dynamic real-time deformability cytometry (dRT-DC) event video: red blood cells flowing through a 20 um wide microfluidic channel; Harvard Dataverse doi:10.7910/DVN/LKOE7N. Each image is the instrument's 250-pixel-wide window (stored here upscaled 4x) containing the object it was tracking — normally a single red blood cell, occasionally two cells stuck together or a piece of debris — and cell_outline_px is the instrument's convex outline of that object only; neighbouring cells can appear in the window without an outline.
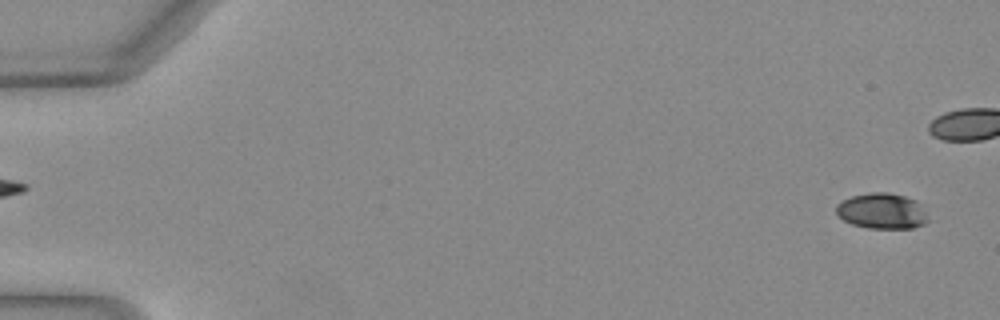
{"species": "Egyptian fruit bat (a non-hibernating species)", "species_latin": "Rousettus aegyptiacus", "temperature_condition": "warm", "stored_images_in_passage": 42, "camera_frame_rate_fps": 3000, "um_per_image_px": 0.085, "animal": {"sex": "female"}, "frame": {"image": 1, "passage_image": 2, "time_ms": 0.333, "image_size_px": [1000, 320], "cell_outline_px": [[928, 220], [924, 224], [912, 228], [868, 228], [852, 224], [844, 220], [836, 212], [836, 204], [852, 196], [872, 192], [888, 192], [904, 196], [916, 200], [924, 212]], "centroid_in_image_um": [74.95, 17.94], "position_along_channel_um": 10.1, "area_um2": 18.84}}
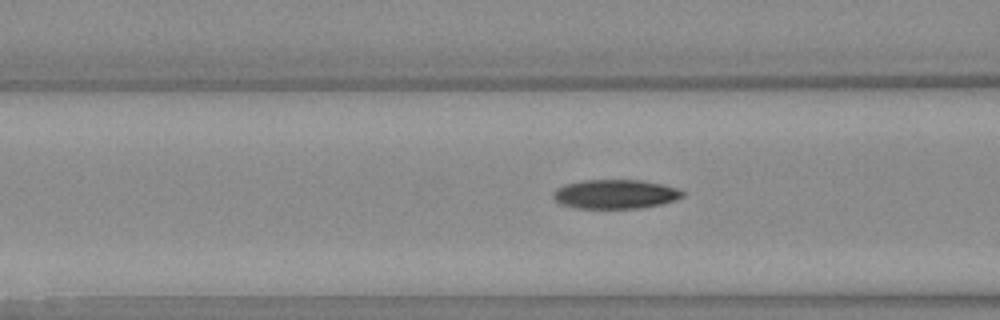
{"frame": {"image": 2, "passage_image": 21, "time_ms": 6.667, "image_size_px": [1000, 320], "cell_outline_px": [[684, 196], [676, 200], [660, 204], [640, 208], [576, 208], [560, 204], [552, 196], [552, 192], [556, 188], [568, 184], [584, 180], [640, 180], [660, 184], [676, 188], [684, 192]], "centroid_in_image_um": [52.28, 16.5], "position_along_channel_um": 114.3, "area_um2": 21.85}}
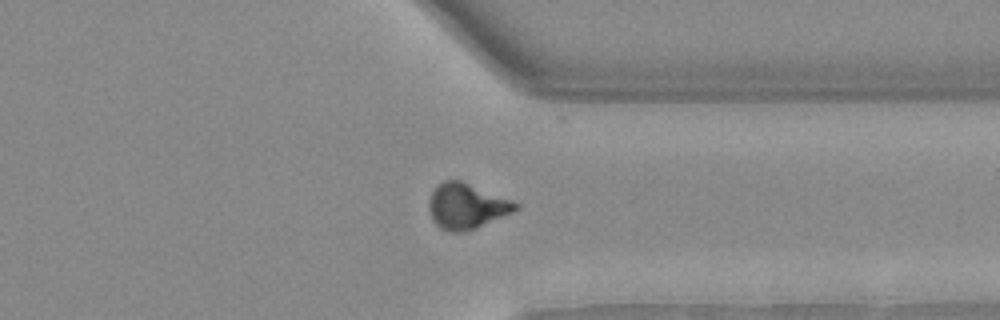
{"frame": {"image": 3, "passage_image": 40, "time_ms": 13.0, "image_size_px": [1000, 320], "cell_outline_px": [[520, 208], [512, 212], [476, 228], [460, 232], [448, 232], [440, 228], [432, 220], [428, 208], [428, 200], [432, 192], [444, 180], [460, 180], [520, 204]], "centroid_in_image_um": [39.62, 17.54], "position_along_channel_um": 371.8, "area_um2": 22.66}}